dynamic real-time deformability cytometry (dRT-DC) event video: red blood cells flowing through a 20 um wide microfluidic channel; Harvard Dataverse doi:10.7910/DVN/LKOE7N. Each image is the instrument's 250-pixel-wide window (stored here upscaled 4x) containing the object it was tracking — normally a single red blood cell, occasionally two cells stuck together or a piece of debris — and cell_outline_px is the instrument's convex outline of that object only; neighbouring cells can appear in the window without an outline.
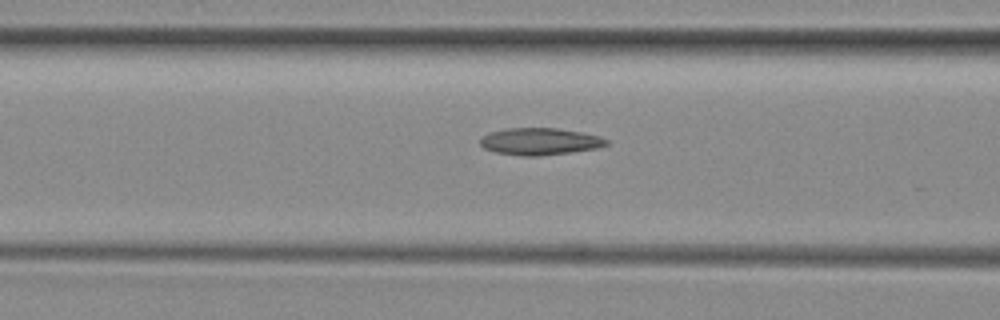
{"species": "common noctule bat (a hibernating species)", "species_latin": "Nyctalus noctula", "temperature_condition": "room temperature", "stored_images_in_passage": 7, "camera_frame_rate_fps": 3000, "um_per_image_px": 0.085, "animal": {"sex": "female", "body_mass_g": 29.2, "forearm_length_mm": 56.3}, "frame": {"image": 1, "passage_image": 5, "time_ms": 1.333, "image_size_px": [1000, 320], "cell_outline_px": [[608, 144], [596, 148], [572, 152], [536, 156], [524, 156], [496, 152], [484, 148], [480, 144], [480, 136], [488, 132], [508, 128], [556, 128], [580, 132], [600, 136], [608, 140]], "centroid_in_image_um": [45.85, 12.02], "position_along_channel_um": 120.7, "area_um2": 19.83}}